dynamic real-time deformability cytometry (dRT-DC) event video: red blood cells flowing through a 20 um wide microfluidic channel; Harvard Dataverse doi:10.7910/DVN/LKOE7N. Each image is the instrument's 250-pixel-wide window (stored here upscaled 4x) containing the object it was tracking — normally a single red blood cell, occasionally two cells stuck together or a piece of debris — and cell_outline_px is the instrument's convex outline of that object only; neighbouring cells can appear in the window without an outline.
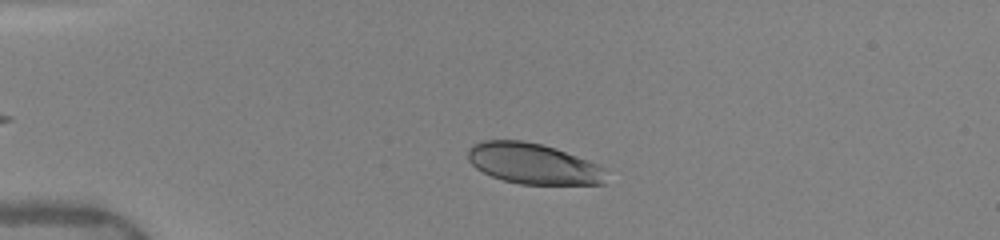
{"species": "human", "species_latin": "Homo sapiens", "temperature_condition": "warm", "stored_images_in_passage": 41, "camera_frame_rate_fps": 3000, "um_per_image_px": 0.085, "donor": {"sex": "female"}, "frame": {"image": 1, "passage_image": 8, "time_ms": 2.333, "image_size_px": [1000, 240], "cell_outline_px": [[604, 184], [520, 184], [504, 180], [492, 176], [476, 168], [468, 160], [468, 148], [472, 144], [484, 140], [520, 140], [540, 144], [588, 160], [604, 168]], "centroid_in_image_um": [45.27, 13.91], "position_along_channel_um": 39.7, "area_um2": 32.37}}
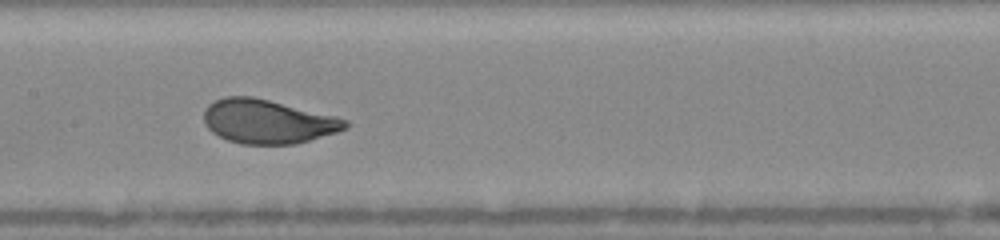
{"frame": {"image": 2, "passage_image": 22, "time_ms": 7.0, "image_size_px": [1000, 240], "cell_outline_px": [[352, 124], [348, 128], [336, 132], [296, 144], [240, 144], [228, 140], [212, 132], [204, 124], [204, 108], [212, 100], [224, 96], [252, 96], [336, 116], [348, 120]], "centroid_in_image_um": [22.74, 10.32], "position_along_channel_um": 184.7, "area_um2": 36.47}}
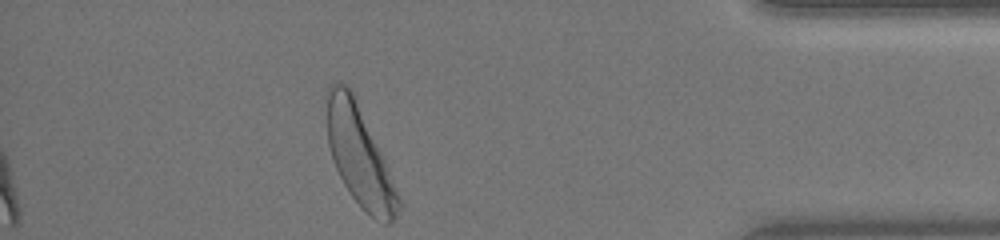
{"frame": {"image": 3, "passage_image": 41, "time_ms": 13.333, "image_size_px": [1000, 240], "cell_outline_px": [[400, 208], [396, 216], [388, 224], [384, 224], [376, 220], [364, 212], [352, 196], [344, 184], [332, 160], [328, 144], [324, 100], [324, 96], [328, 84], [336, 80], [344, 84], [352, 92], [384, 156], [400, 196]], "centroid_in_image_um": [30.52, 13.22], "position_along_channel_um": 404.7, "area_um2": 42.19}, "authors_computed_cell_mechanics": {"area_um2": 36.2406, "velocity_mm_per_s": 4.0112, "shape_relaxation_time_tau1_ms": 2.2023, "shape_relaxation_time_tau2_ms": 0.3581, "deformation_change_tau1": 0.1397, "deformation_change_tau2": 0.0668}}